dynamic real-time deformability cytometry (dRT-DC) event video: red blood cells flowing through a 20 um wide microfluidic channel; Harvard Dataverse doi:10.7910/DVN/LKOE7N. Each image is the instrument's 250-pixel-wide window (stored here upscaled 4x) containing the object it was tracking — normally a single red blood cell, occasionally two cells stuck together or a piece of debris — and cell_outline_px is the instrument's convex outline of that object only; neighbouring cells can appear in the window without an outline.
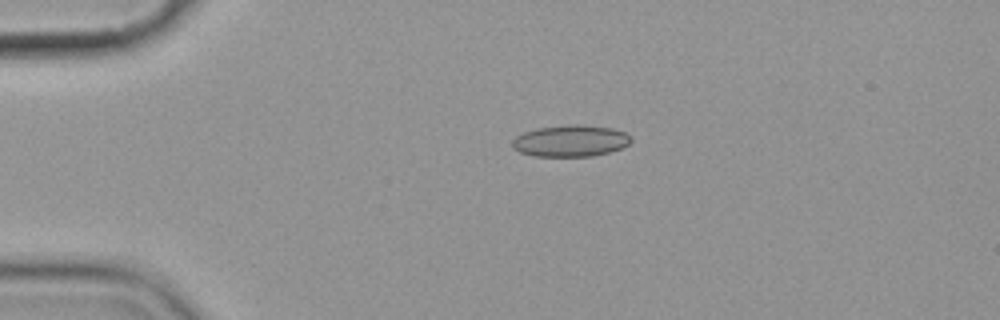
{"species": "common noctule bat (a hibernating species)", "species_latin": "Nyctalus noctula", "temperature_condition": "cold", "stored_images_in_passage": 11, "camera_frame_rate_fps": 3000, "um_per_image_px": 0.085, "animal": {"sex": "female", "body_mass_g": 19.9}, "frame": {"image": 1, "passage_image": 4, "time_ms": 3.333, "image_size_px": [1000, 320], "cell_outline_px": [[632, 140], [628, 144], [620, 148], [608, 152], [592, 156], [532, 156], [520, 152], [512, 148], [512, 140], [516, 136], [524, 132], [536, 128], [568, 124], [580, 124], [612, 128], [624, 132], [632, 136]], "centroid_in_image_um": [48.47, 11.96], "position_along_channel_um": 36.5, "area_um2": 21.96}}
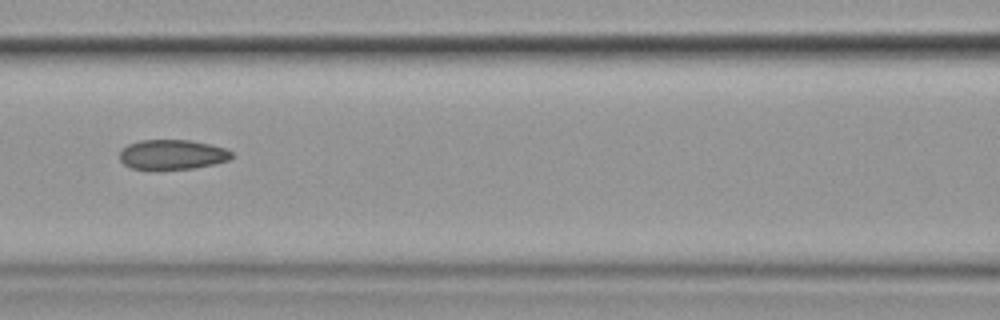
{"frame": {"image": 2, "passage_image": 7, "time_ms": 7.667, "image_size_px": [1000, 320], "cell_outline_px": [[232, 156], [228, 160], [216, 164], [192, 168], [132, 168], [124, 164], [120, 160], [120, 152], [128, 144], [140, 140], [192, 140], [224, 148], [232, 152]], "centroid_in_image_um": [14.65, 13.12], "position_along_channel_um": 151.9, "area_um2": 19.07}}
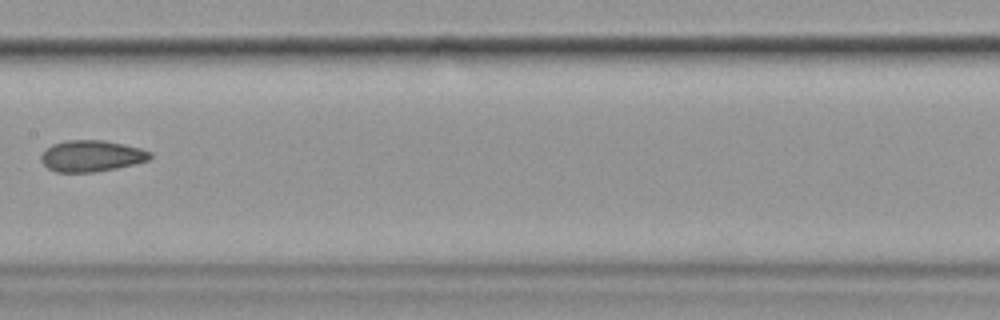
{"frame": {"image": 3, "passage_image": 8, "time_ms": 9.0, "image_size_px": [1000, 320], "cell_outline_px": [[152, 156], [148, 160], [136, 164], [116, 168], [92, 172], [56, 172], [48, 168], [40, 160], [40, 156], [52, 144], [64, 140], [104, 140], [124, 144], [140, 148], [152, 152]], "centroid_in_image_um": [7.79, 13.25], "position_along_channel_um": 199.6, "area_um2": 19.94}}